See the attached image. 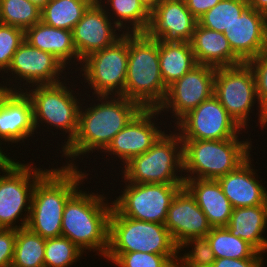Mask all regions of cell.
<instances>
[{
	"instance_id": "b9f144b4",
	"label": "cell",
	"mask_w": 267,
	"mask_h": 267,
	"mask_svg": "<svg viewBox=\"0 0 267 267\" xmlns=\"http://www.w3.org/2000/svg\"><path fill=\"white\" fill-rule=\"evenodd\" d=\"M248 5L267 17V0H248Z\"/></svg>"
},
{
	"instance_id": "3957f363",
	"label": "cell",
	"mask_w": 267,
	"mask_h": 267,
	"mask_svg": "<svg viewBox=\"0 0 267 267\" xmlns=\"http://www.w3.org/2000/svg\"><path fill=\"white\" fill-rule=\"evenodd\" d=\"M104 201L106 197L101 194L78 190L66 202L62 217L63 237L83 252L99 251L103 257L109 246V219L113 209V205Z\"/></svg>"
},
{
	"instance_id": "277c9868",
	"label": "cell",
	"mask_w": 267,
	"mask_h": 267,
	"mask_svg": "<svg viewBox=\"0 0 267 267\" xmlns=\"http://www.w3.org/2000/svg\"><path fill=\"white\" fill-rule=\"evenodd\" d=\"M167 86L159 66V40L145 33H128V66L121 96L143 109H158L165 99Z\"/></svg>"
},
{
	"instance_id": "2e32d148",
	"label": "cell",
	"mask_w": 267,
	"mask_h": 267,
	"mask_svg": "<svg viewBox=\"0 0 267 267\" xmlns=\"http://www.w3.org/2000/svg\"><path fill=\"white\" fill-rule=\"evenodd\" d=\"M106 8L105 4L103 6L99 2L90 5L72 30L73 43L81 61L90 54L112 45L124 34L119 33L118 36L115 32L120 28L111 22L109 9L106 11Z\"/></svg>"
},
{
	"instance_id": "d6a6232c",
	"label": "cell",
	"mask_w": 267,
	"mask_h": 267,
	"mask_svg": "<svg viewBox=\"0 0 267 267\" xmlns=\"http://www.w3.org/2000/svg\"><path fill=\"white\" fill-rule=\"evenodd\" d=\"M41 21V9L29 0H0V23L26 30Z\"/></svg>"
},
{
	"instance_id": "5bb4252c",
	"label": "cell",
	"mask_w": 267,
	"mask_h": 267,
	"mask_svg": "<svg viewBox=\"0 0 267 267\" xmlns=\"http://www.w3.org/2000/svg\"><path fill=\"white\" fill-rule=\"evenodd\" d=\"M215 71L216 68L209 65L194 66L168 86L165 99L158 107L159 112L172 110L177 123L190 110L213 95Z\"/></svg>"
},
{
	"instance_id": "f35d334b",
	"label": "cell",
	"mask_w": 267,
	"mask_h": 267,
	"mask_svg": "<svg viewBox=\"0 0 267 267\" xmlns=\"http://www.w3.org/2000/svg\"><path fill=\"white\" fill-rule=\"evenodd\" d=\"M16 229L0 228V267H9L14 256Z\"/></svg>"
},
{
	"instance_id": "83f0119b",
	"label": "cell",
	"mask_w": 267,
	"mask_h": 267,
	"mask_svg": "<svg viewBox=\"0 0 267 267\" xmlns=\"http://www.w3.org/2000/svg\"><path fill=\"white\" fill-rule=\"evenodd\" d=\"M98 1L50 0L41 9V21L49 26L73 30L88 7Z\"/></svg>"
},
{
	"instance_id": "7dc6e473",
	"label": "cell",
	"mask_w": 267,
	"mask_h": 267,
	"mask_svg": "<svg viewBox=\"0 0 267 267\" xmlns=\"http://www.w3.org/2000/svg\"><path fill=\"white\" fill-rule=\"evenodd\" d=\"M175 267H186L184 264H175Z\"/></svg>"
},
{
	"instance_id": "d590c367",
	"label": "cell",
	"mask_w": 267,
	"mask_h": 267,
	"mask_svg": "<svg viewBox=\"0 0 267 267\" xmlns=\"http://www.w3.org/2000/svg\"><path fill=\"white\" fill-rule=\"evenodd\" d=\"M188 245H193L192 250L182 257L179 256L175 264H184L186 267H212L216 258L207 236L191 237L180 244L178 250L188 248Z\"/></svg>"
},
{
	"instance_id": "7402d4cb",
	"label": "cell",
	"mask_w": 267,
	"mask_h": 267,
	"mask_svg": "<svg viewBox=\"0 0 267 267\" xmlns=\"http://www.w3.org/2000/svg\"><path fill=\"white\" fill-rule=\"evenodd\" d=\"M249 157L237 169L217 179L233 208L267 205V191L256 177ZM255 172V173H254Z\"/></svg>"
},
{
	"instance_id": "ee69618b",
	"label": "cell",
	"mask_w": 267,
	"mask_h": 267,
	"mask_svg": "<svg viewBox=\"0 0 267 267\" xmlns=\"http://www.w3.org/2000/svg\"><path fill=\"white\" fill-rule=\"evenodd\" d=\"M139 1L151 12L160 0H139Z\"/></svg>"
},
{
	"instance_id": "d4e9b609",
	"label": "cell",
	"mask_w": 267,
	"mask_h": 267,
	"mask_svg": "<svg viewBox=\"0 0 267 267\" xmlns=\"http://www.w3.org/2000/svg\"><path fill=\"white\" fill-rule=\"evenodd\" d=\"M25 41L37 49L51 53L65 67L73 58L78 59L81 65L71 30L55 28L39 21L25 30Z\"/></svg>"
},
{
	"instance_id": "7bdbcfd3",
	"label": "cell",
	"mask_w": 267,
	"mask_h": 267,
	"mask_svg": "<svg viewBox=\"0 0 267 267\" xmlns=\"http://www.w3.org/2000/svg\"><path fill=\"white\" fill-rule=\"evenodd\" d=\"M12 161L13 159L8 157V155H6L5 152H3L0 147V170L9 165Z\"/></svg>"
},
{
	"instance_id": "ab89813d",
	"label": "cell",
	"mask_w": 267,
	"mask_h": 267,
	"mask_svg": "<svg viewBox=\"0 0 267 267\" xmlns=\"http://www.w3.org/2000/svg\"><path fill=\"white\" fill-rule=\"evenodd\" d=\"M261 254L257 252L252 258L245 259L216 258L212 267H263L264 258Z\"/></svg>"
},
{
	"instance_id": "d6986e66",
	"label": "cell",
	"mask_w": 267,
	"mask_h": 267,
	"mask_svg": "<svg viewBox=\"0 0 267 267\" xmlns=\"http://www.w3.org/2000/svg\"><path fill=\"white\" fill-rule=\"evenodd\" d=\"M164 225L178 247L191 237L206 236L212 229L195 198L185 187L172 199Z\"/></svg>"
},
{
	"instance_id": "ba28073f",
	"label": "cell",
	"mask_w": 267,
	"mask_h": 267,
	"mask_svg": "<svg viewBox=\"0 0 267 267\" xmlns=\"http://www.w3.org/2000/svg\"><path fill=\"white\" fill-rule=\"evenodd\" d=\"M40 169L14 160L1 169L6 174L0 175V228L17 230L26 227L35 184L48 170ZM23 210L27 214L25 212L22 219ZM18 219L21 220L19 226L15 225Z\"/></svg>"
},
{
	"instance_id": "f1b7e54d",
	"label": "cell",
	"mask_w": 267,
	"mask_h": 267,
	"mask_svg": "<svg viewBox=\"0 0 267 267\" xmlns=\"http://www.w3.org/2000/svg\"><path fill=\"white\" fill-rule=\"evenodd\" d=\"M45 238L32 232L27 227L16 230V240L12 266L45 267Z\"/></svg>"
},
{
	"instance_id": "7a4b0ae2",
	"label": "cell",
	"mask_w": 267,
	"mask_h": 267,
	"mask_svg": "<svg viewBox=\"0 0 267 267\" xmlns=\"http://www.w3.org/2000/svg\"><path fill=\"white\" fill-rule=\"evenodd\" d=\"M69 161L71 163L68 162L67 166L47 170L37 180L33 190L26 227L45 239L62 236L65 204L80 189L88 175Z\"/></svg>"
},
{
	"instance_id": "9c48e42d",
	"label": "cell",
	"mask_w": 267,
	"mask_h": 267,
	"mask_svg": "<svg viewBox=\"0 0 267 267\" xmlns=\"http://www.w3.org/2000/svg\"><path fill=\"white\" fill-rule=\"evenodd\" d=\"M64 85L67 84L61 81L56 84L34 85L35 89L29 92L26 89L33 105L35 129L40 126L39 123H46L69 134L62 149L68 146L77 134L79 110L82 105L79 104L80 100L73 96L72 89Z\"/></svg>"
},
{
	"instance_id": "8992f818",
	"label": "cell",
	"mask_w": 267,
	"mask_h": 267,
	"mask_svg": "<svg viewBox=\"0 0 267 267\" xmlns=\"http://www.w3.org/2000/svg\"><path fill=\"white\" fill-rule=\"evenodd\" d=\"M175 133L168 135L164 132L149 150L124 165L122 178L126 184H184V176L181 174L184 171L183 141L180 134ZM177 171H181V176L177 175Z\"/></svg>"
},
{
	"instance_id": "484cf974",
	"label": "cell",
	"mask_w": 267,
	"mask_h": 267,
	"mask_svg": "<svg viewBox=\"0 0 267 267\" xmlns=\"http://www.w3.org/2000/svg\"><path fill=\"white\" fill-rule=\"evenodd\" d=\"M226 228L233 236L248 242L258 252L267 251V239L262 235L267 228V205L233 208Z\"/></svg>"
},
{
	"instance_id": "9a60e30c",
	"label": "cell",
	"mask_w": 267,
	"mask_h": 267,
	"mask_svg": "<svg viewBox=\"0 0 267 267\" xmlns=\"http://www.w3.org/2000/svg\"><path fill=\"white\" fill-rule=\"evenodd\" d=\"M197 24L184 0H160L150 12L145 34L163 43L190 42Z\"/></svg>"
},
{
	"instance_id": "52a82bcc",
	"label": "cell",
	"mask_w": 267,
	"mask_h": 267,
	"mask_svg": "<svg viewBox=\"0 0 267 267\" xmlns=\"http://www.w3.org/2000/svg\"><path fill=\"white\" fill-rule=\"evenodd\" d=\"M131 252L178 254L181 251L164 224L128 218L113 207L109 219L107 253Z\"/></svg>"
},
{
	"instance_id": "44dd1931",
	"label": "cell",
	"mask_w": 267,
	"mask_h": 267,
	"mask_svg": "<svg viewBox=\"0 0 267 267\" xmlns=\"http://www.w3.org/2000/svg\"><path fill=\"white\" fill-rule=\"evenodd\" d=\"M19 87L17 91L6 90L0 98V141L24 142L36 130L32 101L21 84Z\"/></svg>"
},
{
	"instance_id": "e0dca14e",
	"label": "cell",
	"mask_w": 267,
	"mask_h": 267,
	"mask_svg": "<svg viewBox=\"0 0 267 267\" xmlns=\"http://www.w3.org/2000/svg\"><path fill=\"white\" fill-rule=\"evenodd\" d=\"M158 109H142L121 131H119L108 147L104 150L110 155L122 159L125 165L133 157L149 150L164 133L155 126V115ZM107 150V151H106ZM117 155V156H116Z\"/></svg>"
},
{
	"instance_id": "4dcf8cb0",
	"label": "cell",
	"mask_w": 267,
	"mask_h": 267,
	"mask_svg": "<svg viewBox=\"0 0 267 267\" xmlns=\"http://www.w3.org/2000/svg\"><path fill=\"white\" fill-rule=\"evenodd\" d=\"M215 258H252L258 251L243 239L233 236L226 227H212L206 235Z\"/></svg>"
},
{
	"instance_id": "8fae6325",
	"label": "cell",
	"mask_w": 267,
	"mask_h": 267,
	"mask_svg": "<svg viewBox=\"0 0 267 267\" xmlns=\"http://www.w3.org/2000/svg\"><path fill=\"white\" fill-rule=\"evenodd\" d=\"M182 187L184 184L128 182L111 204L122 216L164 224L172 199Z\"/></svg>"
},
{
	"instance_id": "ac0fdd59",
	"label": "cell",
	"mask_w": 267,
	"mask_h": 267,
	"mask_svg": "<svg viewBox=\"0 0 267 267\" xmlns=\"http://www.w3.org/2000/svg\"><path fill=\"white\" fill-rule=\"evenodd\" d=\"M65 68L51 53L37 49L24 41L14 53L5 73L12 72V76L16 74L15 80L19 77L17 80H26L25 84H32L33 87L59 83L58 76H61Z\"/></svg>"
},
{
	"instance_id": "ffe728a7",
	"label": "cell",
	"mask_w": 267,
	"mask_h": 267,
	"mask_svg": "<svg viewBox=\"0 0 267 267\" xmlns=\"http://www.w3.org/2000/svg\"><path fill=\"white\" fill-rule=\"evenodd\" d=\"M224 34L232 51L246 63L267 50V17L248 7Z\"/></svg>"
},
{
	"instance_id": "8d00e7d4",
	"label": "cell",
	"mask_w": 267,
	"mask_h": 267,
	"mask_svg": "<svg viewBox=\"0 0 267 267\" xmlns=\"http://www.w3.org/2000/svg\"><path fill=\"white\" fill-rule=\"evenodd\" d=\"M252 69L259 100V125H267V50L246 62Z\"/></svg>"
},
{
	"instance_id": "7c38bea8",
	"label": "cell",
	"mask_w": 267,
	"mask_h": 267,
	"mask_svg": "<svg viewBox=\"0 0 267 267\" xmlns=\"http://www.w3.org/2000/svg\"><path fill=\"white\" fill-rule=\"evenodd\" d=\"M213 95L242 129L249 126V113L259 100L253 71L247 63L216 68Z\"/></svg>"
},
{
	"instance_id": "cb8c5ba5",
	"label": "cell",
	"mask_w": 267,
	"mask_h": 267,
	"mask_svg": "<svg viewBox=\"0 0 267 267\" xmlns=\"http://www.w3.org/2000/svg\"><path fill=\"white\" fill-rule=\"evenodd\" d=\"M184 187L195 198L212 227L228 225L233 207L217 180L184 179Z\"/></svg>"
},
{
	"instance_id": "836d02e7",
	"label": "cell",
	"mask_w": 267,
	"mask_h": 267,
	"mask_svg": "<svg viewBox=\"0 0 267 267\" xmlns=\"http://www.w3.org/2000/svg\"><path fill=\"white\" fill-rule=\"evenodd\" d=\"M83 254V251L67 237L45 239L44 266L69 267Z\"/></svg>"
},
{
	"instance_id": "6da1fadb",
	"label": "cell",
	"mask_w": 267,
	"mask_h": 267,
	"mask_svg": "<svg viewBox=\"0 0 267 267\" xmlns=\"http://www.w3.org/2000/svg\"><path fill=\"white\" fill-rule=\"evenodd\" d=\"M118 97V98H117ZM101 102L92 107L80 106L78 130L73 141L62 151L63 156L75 160L93 150H104L143 108L124 96H97ZM111 98L110 100H108ZM84 111V112H83ZM74 158V159H73Z\"/></svg>"
},
{
	"instance_id": "74e56055",
	"label": "cell",
	"mask_w": 267,
	"mask_h": 267,
	"mask_svg": "<svg viewBox=\"0 0 267 267\" xmlns=\"http://www.w3.org/2000/svg\"><path fill=\"white\" fill-rule=\"evenodd\" d=\"M25 41V30L0 23V72L6 71L14 53Z\"/></svg>"
},
{
	"instance_id": "4316f807",
	"label": "cell",
	"mask_w": 267,
	"mask_h": 267,
	"mask_svg": "<svg viewBox=\"0 0 267 267\" xmlns=\"http://www.w3.org/2000/svg\"><path fill=\"white\" fill-rule=\"evenodd\" d=\"M196 65L190 42L163 43L159 40L160 72L167 87Z\"/></svg>"
},
{
	"instance_id": "c3c4849f",
	"label": "cell",
	"mask_w": 267,
	"mask_h": 267,
	"mask_svg": "<svg viewBox=\"0 0 267 267\" xmlns=\"http://www.w3.org/2000/svg\"><path fill=\"white\" fill-rule=\"evenodd\" d=\"M79 1H98V0H79Z\"/></svg>"
},
{
	"instance_id": "60d3db41",
	"label": "cell",
	"mask_w": 267,
	"mask_h": 267,
	"mask_svg": "<svg viewBox=\"0 0 267 267\" xmlns=\"http://www.w3.org/2000/svg\"><path fill=\"white\" fill-rule=\"evenodd\" d=\"M186 7L198 20L202 15L209 11L221 0H184Z\"/></svg>"
},
{
	"instance_id": "30bf717a",
	"label": "cell",
	"mask_w": 267,
	"mask_h": 267,
	"mask_svg": "<svg viewBox=\"0 0 267 267\" xmlns=\"http://www.w3.org/2000/svg\"><path fill=\"white\" fill-rule=\"evenodd\" d=\"M85 83L97 96H121L124 93L128 66V33L112 45L96 51L81 62ZM84 64V65H83ZM91 84V85H90Z\"/></svg>"
},
{
	"instance_id": "4fadbf2b",
	"label": "cell",
	"mask_w": 267,
	"mask_h": 267,
	"mask_svg": "<svg viewBox=\"0 0 267 267\" xmlns=\"http://www.w3.org/2000/svg\"><path fill=\"white\" fill-rule=\"evenodd\" d=\"M175 124L181 139L223 140L238 136L242 130L214 95Z\"/></svg>"
},
{
	"instance_id": "603a6c76",
	"label": "cell",
	"mask_w": 267,
	"mask_h": 267,
	"mask_svg": "<svg viewBox=\"0 0 267 267\" xmlns=\"http://www.w3.org/2000/svg\"><path fill=\"white\" fill-rule=\"evenodd\" d=\"M197 64L215 68L244 63L231 49L224 33L196 25L190 41Z\"/></svg>"
},
{
	"instance_id": "f546056e",
	"label": "cell",
	"mask_w": 267,
	"mask_h": 267,
	"mask_svg": "<svg viewBox=\"0 0 267 267\" xmlns=\"http://www.w3.org/2000/svg\"><path fill=\"white\" fill-rule=\"evenodd\" d=\"M105 1L98 0L99 3H108L107 5H110L108 7H112L110 11H113L114 16L118 18V20L115 18L116 21L113 22L118 28L125 29L127 27L126 23L132 25V27H127L123 33H145L150 21V11L139 0Z\"/></svg>"
},
{
	"instance_id": "e575fe53",
	"label": "cell",
	"mask_w": 267,
	"mask_h": 267,
	"mask_svg": "<svg viewBox=\"0 0 267 267\" xmlns=\"http://www.w3.org/2000/svg\"><path fill=\"white\" fill-rule=\"evenodd\" d=\"M178 254H152L146 252L106 253L104 258L118 267H175Z\"/></svg>"
},
{
	"instance_id": "f6af8a7d",
	"label": "cell",
	"mask_w": 267,
	"mask_h": 267,
	"mask_svg": "<svg viewBox=\"0 0 267 267\" xmlns=\"http://www.w3.org/2000/svg\"><path fill=\"white\" fill-rule=\"evenodd\" d=\"M31 3H33L35 6H37L39 9H42L50 0H29Z\"/></svg>"
},
{
	"instance_id": "5b68a950",
	"label": "cell",
	"mask_w": 267,
	"mask_h": 267,
	"mask_svg": "<svg viewBox=\"0 0 267 267\" xmlns=\"http://www.w3.org/2000/svg\"><path fill=\"white\" fill-rule=\"evenodd\" d=\"M238 137L223 140L181 139L183 172L190 173L184 179L217 180L237 169L251 156L248 139L239 141Z\"/></svg>"
},
{
	"instance_id": "bcb514c9",
	"label": "cell",
	"mask_w": 267,
	"mask_h": 267,
	"mask_svg": "<svg viewBox=\"0 0 267 267\" xmlns=\"http://www.w3.org/2000/svg\"><path fill=\"white\" fill-rule=\"evenodd\" d=\"M14 87L12 88V87L9 86V88H7L6 85L5 86L4 85L2 86V84H0V98H1V96L4 94V92L6 90H8V91H17V88H16L17 86H14Z\"/></svg>"
},
{
	"instance_id": "1f68e13d",
	"label": "cell",
	"mask_w": 267,
	"mask_h": 267,
	"mask_svg": "<svg viewBox=\"0 0 267 267\" xmlns=\"http://www.w3.org/2000/svg\"><path fill=\"white\" fill-rule=\"evenodd\" d=\"M248 7V0H221L202 15L198 23L207 29L224 33Z\"/></svg>"
}]
</instances>
